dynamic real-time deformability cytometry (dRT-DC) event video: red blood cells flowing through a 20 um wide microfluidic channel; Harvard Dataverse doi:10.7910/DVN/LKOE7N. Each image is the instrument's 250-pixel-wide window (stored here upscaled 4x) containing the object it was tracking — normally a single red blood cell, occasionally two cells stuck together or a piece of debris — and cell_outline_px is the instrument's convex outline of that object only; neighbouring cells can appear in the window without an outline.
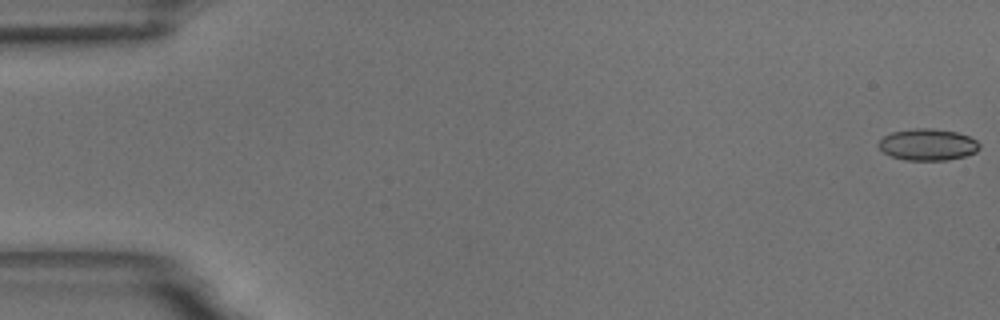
{"species": "common noctule bat (a hibernating species)", "species_latin": "Nyctalus noctula", "temperature_condition": "room temperature", "stored_images_in_passage": 56, "camera_frame_rate_fps": 3000, "um_per_image_px": 0.085, "animal": {"sex": "male", "body_mass_g": 18.8}, "frame": {"image": 1, "passage_image": 1, "time_ms": 0.0, "image_size_px": [1000, 320], "cell_outline_px": [[980, 148], [976, 152], [964, 156], [948, 160], [904, 160], [892, 156], [884, 152], [880, 148], [880, 140], [884, 136], [892, 132], [912, 128], [932, 128], [956, 132], [968, 136], [976, 140], [980, 144]], "centroid_in_image_um": [78.88, 12.29], "position_along_channel_um": 6.1, "area_um2": 18.5}}
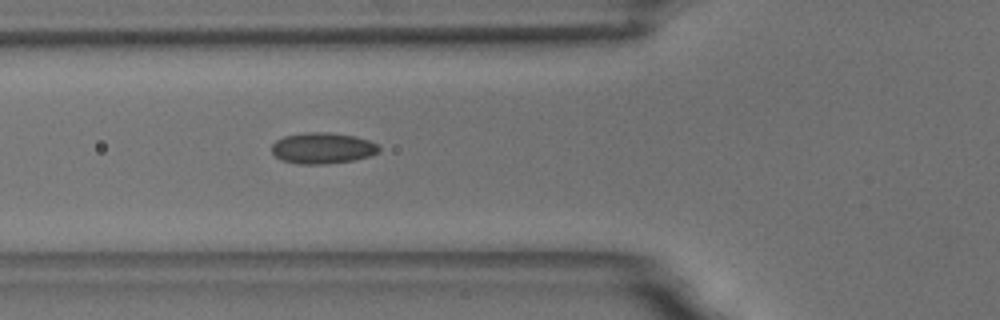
{"frame": {"image": 2, "passage_image": 21, "time_ms": 6.667, "image_size_px": [1000, 320], "cell_outline_px": [[380, 148], [376, 152], [368, 156], [352, 160], [324, 164], [300, 164], [280, 160], [272, 152], [272, 144], [276, 140], [284, 136], [304, 132], [328, 132], [356, 136], [368, 140], [376, 144]], "centroid_in_image_um": [27.37, 12.58], "position_along_channel_um": 98.4, "area_um2": 19.31}}
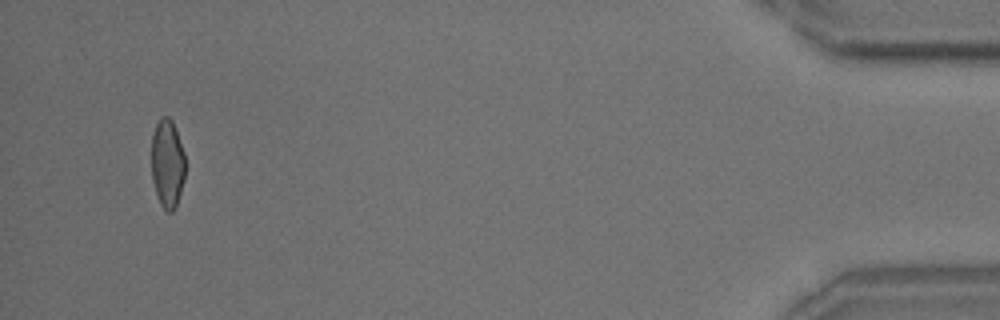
{"frame": {"image": 3, "passage_image": 54, "time_ms": 17.667, "image_size_px": [1000, 320], "cell_outline_px": [[184, 180], [176, 208], [172, 212], [168, 212], [160, 204], [152, 180], [152, 136], [156, 124], [160, 116], [168, 116], [172, 120], [184, 152]], "centroid_in_image_um": [14.23, 13.9], "position_along_channel_um": 421.0, "area_um2": 17.4}, "authors_computed_cell_mechanics": {"area_um2": 18.2648, "velocity_mm_per_s": 3.6301, "shape_relaxation_time_tau1_ms": 6.1553, "shape_relaxation_time_tau2_ms": 1.5531, "deformation_change_tau1": 0.1276, "deformation_change_tau2": 0.0735}}